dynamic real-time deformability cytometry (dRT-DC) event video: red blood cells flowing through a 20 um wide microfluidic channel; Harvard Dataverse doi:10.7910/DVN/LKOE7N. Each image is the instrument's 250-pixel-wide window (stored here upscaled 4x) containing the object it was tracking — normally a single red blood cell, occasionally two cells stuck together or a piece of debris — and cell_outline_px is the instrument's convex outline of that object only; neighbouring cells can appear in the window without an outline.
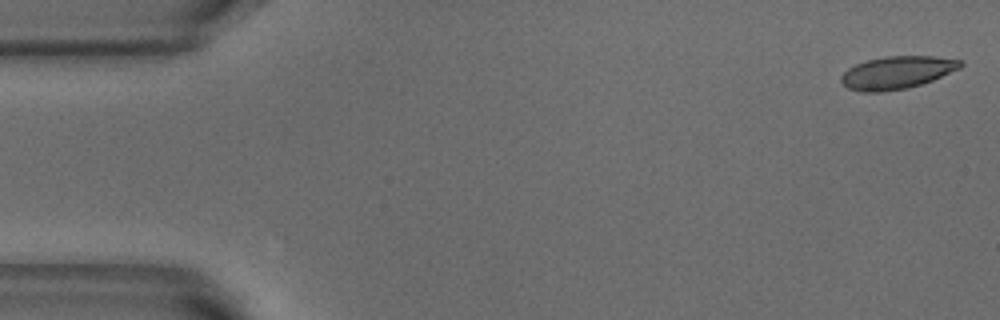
{"species": "common noctule bat (a hibernating species)", "species_latin": "Nyctalus noctula", "temperature_condition": "warm", "stored_images_in_passage": 52, "camera_frame_rate_fps": 3000, "um_per_image_px": 0.085, "animal": {"sex": "male", "body_mass_g": 18.8}, "frame": {"image": 1, "passage_image": 1, "time_ms": 0.0, "image_size_px": [1000, 320], "cell_outline_px": [[964, 64], [960, 68], [932, 80], [908, 88], [880, 92], [864, 92], [848, 88], [840, 80], [840, 76], [848, 68], [856, 64], [868, 60], [884, 56], [936, 56], [964, 60]], "centroid_in_image_um": [76.26, 6.15], "position_along_channel_um": 8.7, "area_um2": 22.72}}
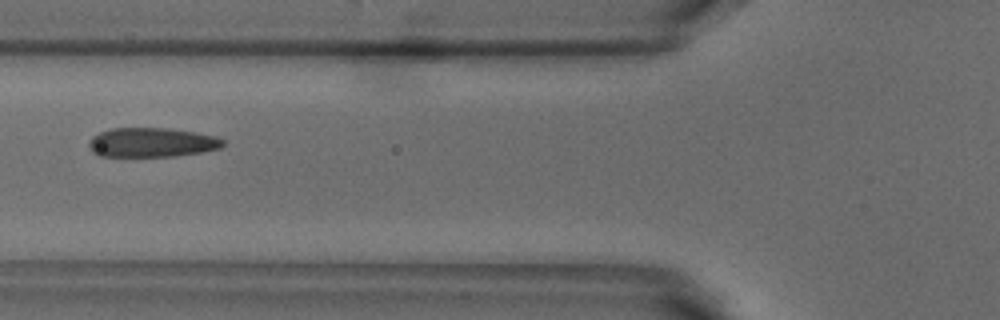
{"frame": {"image": 2, "passage_image": 19, "time_ms": 6.0, "image_size_px": [1000, 320], "cell_outline_px": [[224, 144], [220, 148], [200, 152], [176, 156], [100, 156], [92, 152], [88, 148], [88, 140], [92, 136], [100, 132], [112, 128], [164, 128], [196, 132], [216, 136], [224, 140]], "centroid_in_image_um": [12.87, 12.1], "position_along_channel_um": 112.9, "area_um2": 23.0}}
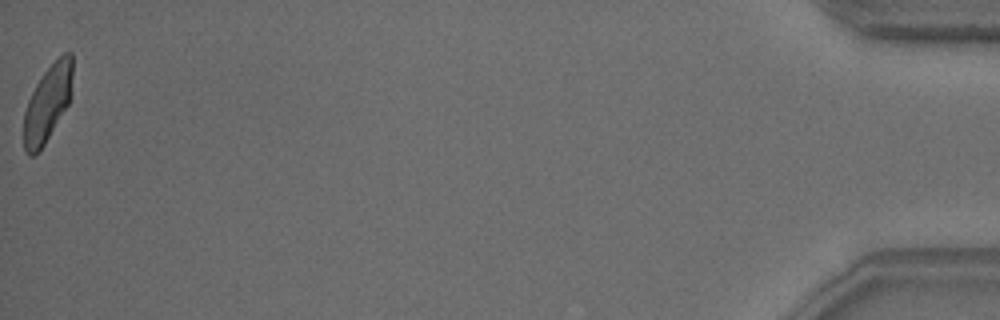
{"frame": {"image": 3, "passage_image": 52, "time_ms": 17.0, "image_size_px": [1000, 320], "cell_outline_px": [[72, 76], [68, 104], [40, 152], [32, 156], [28, 156], [24, 148], [24, 112], [28, 100], [36, 84], [44, 72], [64, 52], [72, 52]], "centroid_in_image_um": [4.02, 8.81], "position_along_channel_um": 431.2, "area_um2": 21.44}, "authors_computed_cell_mechanics": {"area_um2": 23.2356, "velocity_mm_per_s": 3.8144, "shape_relaxation_time_tau1_ms": 4.7721, "shape_relaxation_time_tau2_ms": 0.9286, "deformation_change_tau1": 0.1593, "deformation_change_tau2": 0.066}}